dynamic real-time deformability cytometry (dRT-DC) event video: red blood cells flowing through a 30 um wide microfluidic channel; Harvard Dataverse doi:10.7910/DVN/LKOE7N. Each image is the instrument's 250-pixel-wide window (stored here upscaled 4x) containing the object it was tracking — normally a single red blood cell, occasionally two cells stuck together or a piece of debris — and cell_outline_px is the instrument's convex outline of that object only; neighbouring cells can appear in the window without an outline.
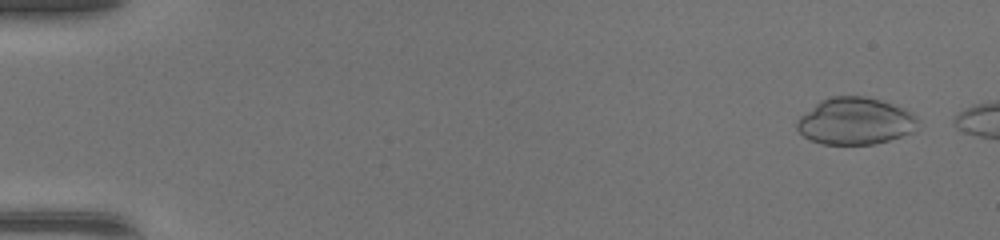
{"species": "common noctule bat (a hibernating species)", "species_latin": "Nyctalus noctula", "temperature_condition": "warm", "stored_images_in_passage": 15, "camera_frame_rate_fps": 3000, "um_per_image_px": 0.085, "animal": {"sex": "female", "body_mass_g": 17.0, "forearm_length_mm": 48.0}, "frame": {"image": 1, "passage_image": 3, "time_ms": 0.667, "image_size_px": [1000, 240], "cell_outline_px": [[920, 120], [916, 132], [888, 140], [872, 144], [820, 144], [804, 136], [796, 128], [796, 120], [800, 116], [820, 100], [832, 96], [864, 96], [880, 100], [904, 108], [912, 112]], "centroid_in_image_um": [72.73, 10.29], "position_along_channel_um": 12.3, "area_um2": 33.35}}